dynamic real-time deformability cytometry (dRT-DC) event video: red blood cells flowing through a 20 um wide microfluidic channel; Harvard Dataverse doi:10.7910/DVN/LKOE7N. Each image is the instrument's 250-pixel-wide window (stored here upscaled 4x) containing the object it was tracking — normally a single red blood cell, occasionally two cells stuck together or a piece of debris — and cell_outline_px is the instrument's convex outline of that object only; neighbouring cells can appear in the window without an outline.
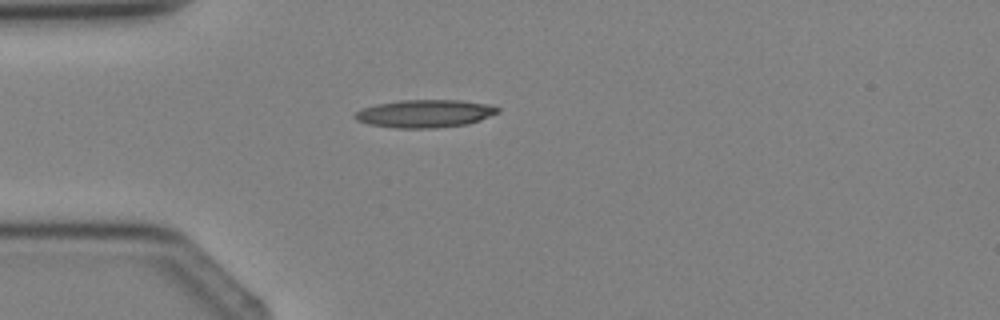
{"species": "Egyptian fruit bat (a non-hibernating species)", "species_latin": "Rousettus aegyptiacus", "temperature_condition": "cold", "stored_images_in_passage": 1, "camera_frame_rate_fps": 3000, "um_per_image_px": 0.085, "animal": {"sex": "female"}, "frame": {"image": 1, "passage_image": 1, "time_ms": 0.0, "image_size_px": [1000, 320], "cell_outline_px": [[500, 112], [480, 120], [464, 124], [436, 128], [396, 128], [368, 124], [356, 120], [352, 116], [356, 112], [364, 108], [376, 104], [400, 100], [460, 100], [492, 104], [500, 108]], "centroid_in_image_um": [36.13, 9.65], "position_along_channel_um": 48.9, "area_um2": 23.24}}